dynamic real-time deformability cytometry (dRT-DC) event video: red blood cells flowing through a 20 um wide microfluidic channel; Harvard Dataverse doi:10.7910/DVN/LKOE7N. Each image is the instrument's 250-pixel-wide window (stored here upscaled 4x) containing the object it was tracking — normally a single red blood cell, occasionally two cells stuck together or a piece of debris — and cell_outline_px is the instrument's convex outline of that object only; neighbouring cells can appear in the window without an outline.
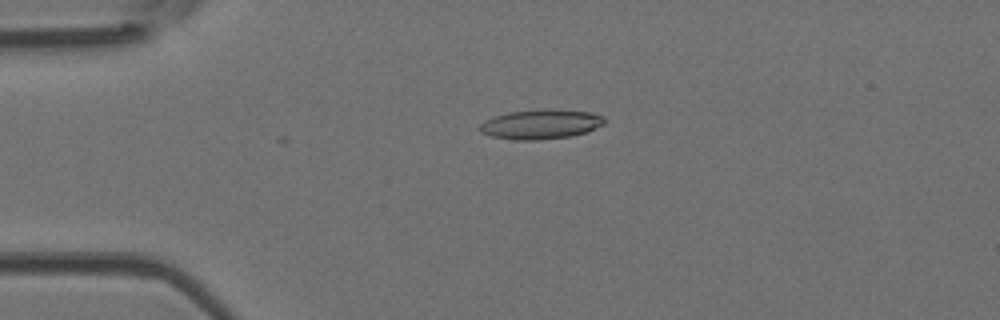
{"species": "Egyptian fruit bat (a non-hibernating species)", "species_latin": "Rousettus aegyptiacus", "temperature_condition": "room temperature", "stored_images_in_passage": 4, "camera_frame_rate_fps": 3000, "um_per_image_px": 0.085, "animal": {"sex": "female"}, "frame": {"image": 1, "passage_image": 3, "time_ms": 2.667, "image_size_px": [1000, 320], "cell_outline_px": [[604, 124], [588, 132], [568, 136], [536, 140], [512, 140], [492, 136], [480, 132], [480, 124], [484, 120], [492, 116], [508, 112], [592, 112], [604, 116]], "centroid_in_image_um": [45.92, 10.61], "position_along_channel_um": 39.1, "area_um2": 20.52}}